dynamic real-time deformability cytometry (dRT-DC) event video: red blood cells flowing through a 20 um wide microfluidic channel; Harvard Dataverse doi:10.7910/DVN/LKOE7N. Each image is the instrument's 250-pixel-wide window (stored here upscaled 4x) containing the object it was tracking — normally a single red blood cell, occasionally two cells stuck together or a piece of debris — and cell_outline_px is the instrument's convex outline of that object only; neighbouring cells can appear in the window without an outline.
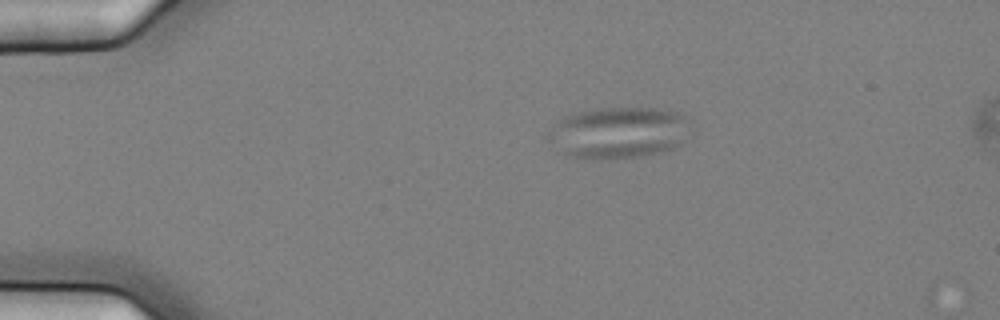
{"species": "common noctule bat (a hibernating species)", "species_latin": "Nyctalus noctula", "temperature_condition": "cold", "stored_images_in_passage": 4, "camera_frame_rate_fps": 3000, "um_per_image_px": 0.085, "animal": {"sex": "female", "body_mass_g": 25.1}, "frame": {"image": 1, "passage_image": 1, "time_ms": 0.0, "image_size_px": [1000, 320], "cell_outline_px": [[692, 124], [680, 144], [672, 148], [640, 156], [584, 160], [564, 156], [556, 152], [544, 136], [544, 132], [560, 116], [576, 112], [596, 108], [656, 108], [676, 112], [692, 120]], "centroid_in_image_um": [52.42, 11.27], "position_along_channel_um": 32.6, "area_um2": 43.81}}
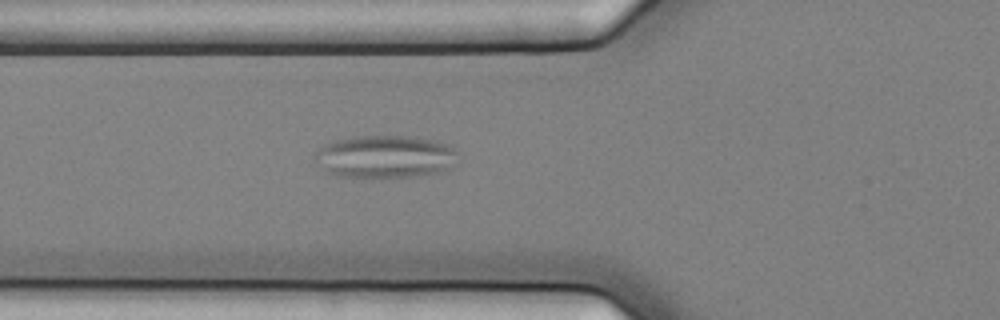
{"frame": {"image": 2, "passage_image": 4, "time_ms": 1.0, "image_size_px": [1000, 320], "cell_outline_px": [[456, 164], [440, 172], [416, 176], [336, 176], [328, 172], [312, 156], [324, 144], [332, 140], [352, 136], [408, 136], [436, 140], [452, 144], [456, 152]], "centroid_in_image_um": [32.76, 13.28], "position_along_channel_um": 93.0, "area_um2": 35.55}}